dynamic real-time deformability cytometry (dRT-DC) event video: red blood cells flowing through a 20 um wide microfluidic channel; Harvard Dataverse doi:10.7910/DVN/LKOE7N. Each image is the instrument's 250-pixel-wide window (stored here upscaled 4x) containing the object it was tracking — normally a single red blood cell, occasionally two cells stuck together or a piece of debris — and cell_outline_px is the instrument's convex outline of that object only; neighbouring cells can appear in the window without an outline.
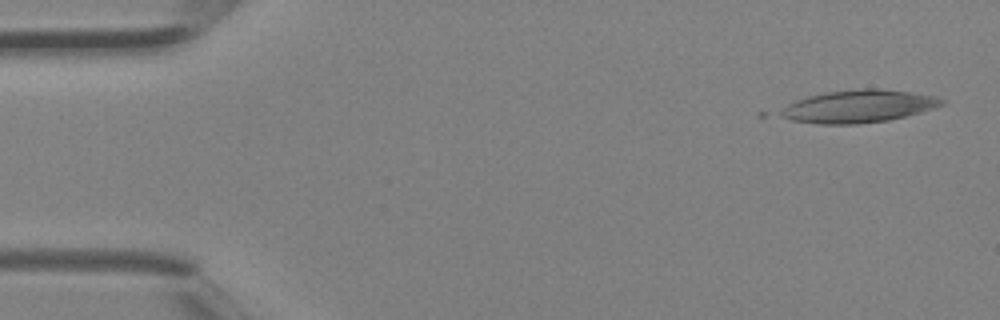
{"species": "Egyptian fruit bat (a non-hibernating species)", "species_latin": "Rousettus aegyptiacus", "temperature_condition": "room temperature", "stored_images_in_passage": 4, "camera_frame_rate_fps": 3000, "um_per_image_px": 0.085, "animal": {"sex": "female"}, "frame": {"image": 1, "passage_image": 1, "time_ms": 0.0, "image_size_px": [1000, 320], "cell_outline_px": [[944, 104], [920, 112], [888, 120], [856, 124], [820, 124], [792, 120], [776, 112], [788, 104], [796, 100], [808, 96], [828, 92], [860, 88], [876, 88], [908, 92], [936, 96], [944, 100]], "centroid_in_image_um": [72.95, 9.03], "position_along_channel_um": 12.0, "area_um2": 30.29}}